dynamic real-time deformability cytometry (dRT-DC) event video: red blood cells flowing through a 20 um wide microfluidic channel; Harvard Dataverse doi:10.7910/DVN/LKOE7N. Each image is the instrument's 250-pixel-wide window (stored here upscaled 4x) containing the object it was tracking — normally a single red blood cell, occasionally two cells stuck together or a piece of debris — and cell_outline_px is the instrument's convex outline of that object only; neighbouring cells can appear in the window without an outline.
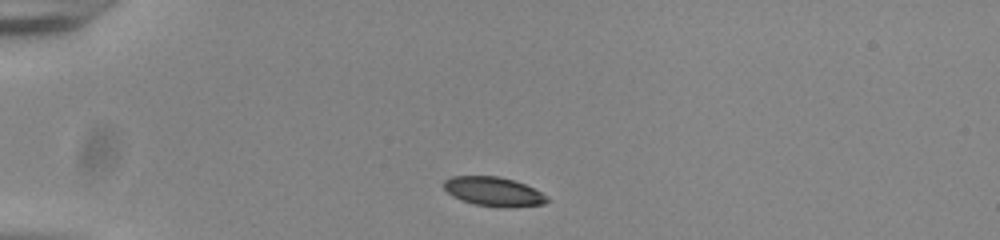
{"species": "common noctule bat (a hibernating species)", "species_latin": "Nyctalus noctula", "temperature_condition": "room temperature", "stored_images_in_passage": 41, "camera_frame_rate_fps": 3000, "um_per_image_px": 0.085, "animal": {"sex": "male", "body_mass_g": 20.0, "forearm_length_mm": 53.3}, "frame": {"image": 1, "passage_image": 1, "time_ms": 0.0, "image_size_px": [1000, 240], "cell_outline_px": [[548, 200], [544, 204], [508, 208], [496, 208], [476, 204], [460, 200], [452, 196], [444, 188], [444, 180], [452, 176], [500, 176], [524, 184], [548, 196]], "centroid_in_image_um": [41.94, 16.3], "position_along_channel_um": 43.1, "area_um2": 17.63}}
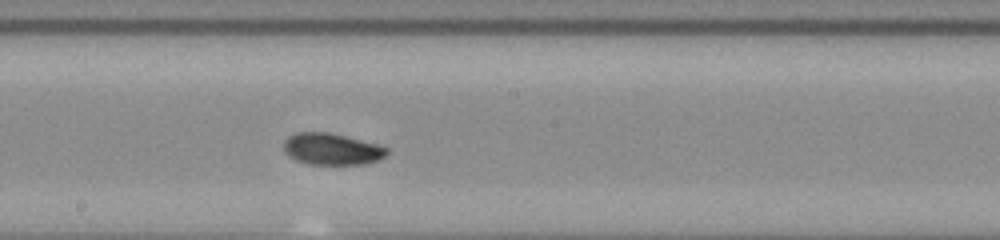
{"frame": {"image": 2, "passage_image": 18, "time_ms": 5.667, "image_size_px": [1000, 240], "cell_outline_px": [[388, 152], [380, 160], [364, 164], [308, 164], [296, 160], [284, 152], [284, 140], [288, 136], [296, 132], [328, 132], [376, 144], [388, 148]], "centroid_in_image_um": [28.18, 12.67], "position_along_channel_um": 220.0, "area_um2": 18.9}}
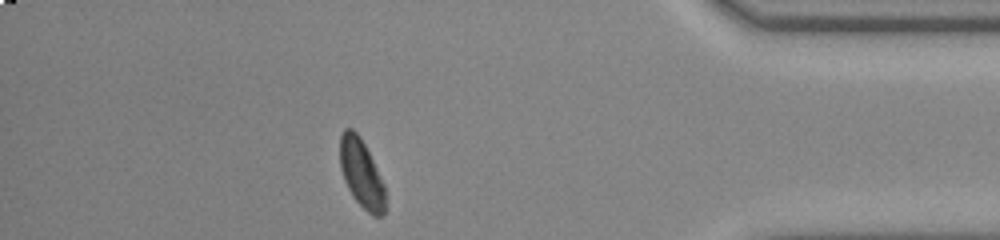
{"frame": {"image": 3, "passage_image": 35, "time_ms": 11.333, "image_size_px": [1000, 240], "cell_outline_px": [[384, 212], [380, 216], [372, 216], [352, 196], [344, 180], [340, 168], [340, 136], [344, 128], [352, 128], [360, 136], [384, 184]], "centroid_in_image_um": [30.69, 14.72], "position_along_channel_um": 404.5, "area_um2": 17.74}, "authors_computed_cell_mechanics": {"area_um2": 18.7272, "velocity_mm_per_s": 3.8402, "shape_relaxation_time_tau1_ms": 3.4567, "shape_relaxation_time_tau2_ms": 3.6947, "deformation_change_tau1": 0.1058, "deformation_change_tau2": 0.0651}}